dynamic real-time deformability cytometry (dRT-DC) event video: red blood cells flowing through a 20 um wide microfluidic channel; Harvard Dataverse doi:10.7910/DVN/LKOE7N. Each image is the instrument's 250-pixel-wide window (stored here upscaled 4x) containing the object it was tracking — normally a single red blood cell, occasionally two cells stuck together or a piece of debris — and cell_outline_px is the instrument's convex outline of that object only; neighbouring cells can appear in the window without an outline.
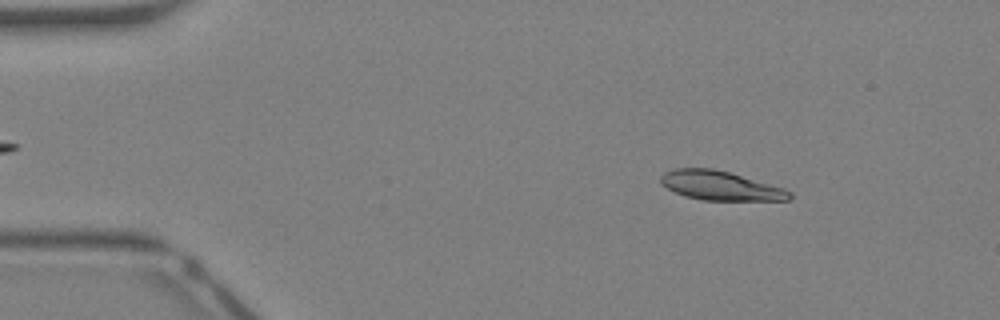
{"species": "Egyptian fruit bat (a non-hibernating species)", "species_latin": "Rousettus aegyptiacus", "temperature_condition": "warm", "stored_images_in_passage": 41, "camera_frame_rate_fps": 3000, "um_per_image_px": 0.085, "animal": {"sex": "female"}, "frame": {"image": 1, "passage_image": 5, "time_ms": 1.333, "image_size_px": [1000, 320], "cell_outline_px": [[792, 200], [700, 200], [684, 196], [660, 184], [660, 176], [664, 172], [676, 168], [712, 168], [728, 172], [784, 188], [792, 192]], "centroid_in_image_um": [61.22, 15.79], "position_along_channel_um": 23.8, "area_um2": 21.85}}
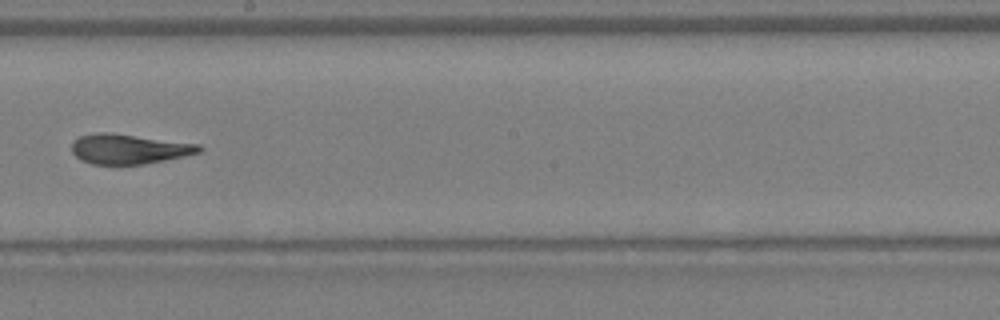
{"frame": {"image": 2, "passage_image": 23, "time_ms": 7.333, "image_size_px": [1000, 320], "cell_outline_px": [[204, 148], [200, 152], [184, 156], [144, 164], [92, 164], [80, 160], [72, 152], [72, 140], [80, 136], [96, 132], [108, 132], [200, 144]], "centroid_in_image_um": [10.94, 12.66], "position_along_channel_um": 237.3, "area_um2": 22.2}}
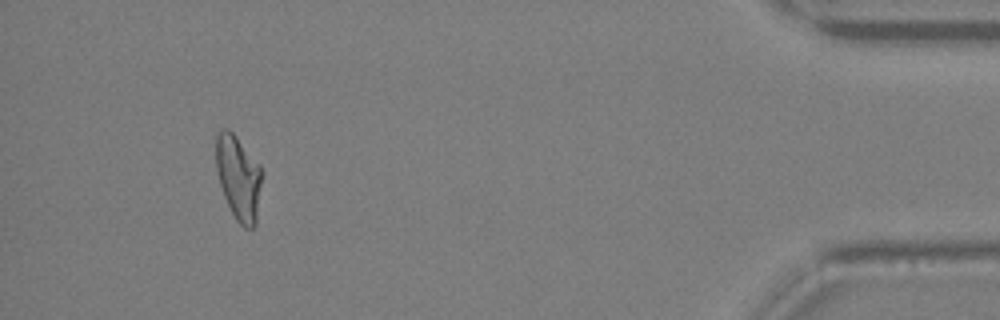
{"frame": {"image": 3, "passage_image": 38, "time_ms": 12.333, "image_size_px": [1000, 320], "cell_outline_px": [[260, 184], [256, 224], [252, 228], [244, 228], [236, 220], [224, 196], [220, 184], [216, 168], [216, 132], [224, 128], [228, 128], [236, 136], [260, 164]], "centroid_in_image_um": [20.24, 15.07], "position_along_channel_um": 415.0, "area_um2": 22.31}, "authors_computed_cell_mechanics": {"area_um2": 22.4264, "velocity_mm_per_s": 4.8829, "shape_relaxation_time_tau1_ms": 8.7097, "shape_relaxation_time_tau2_ms": 1.9302, "deformation_change_tau1": 0.2995, "deformation_change_tau2": 0.0872}}